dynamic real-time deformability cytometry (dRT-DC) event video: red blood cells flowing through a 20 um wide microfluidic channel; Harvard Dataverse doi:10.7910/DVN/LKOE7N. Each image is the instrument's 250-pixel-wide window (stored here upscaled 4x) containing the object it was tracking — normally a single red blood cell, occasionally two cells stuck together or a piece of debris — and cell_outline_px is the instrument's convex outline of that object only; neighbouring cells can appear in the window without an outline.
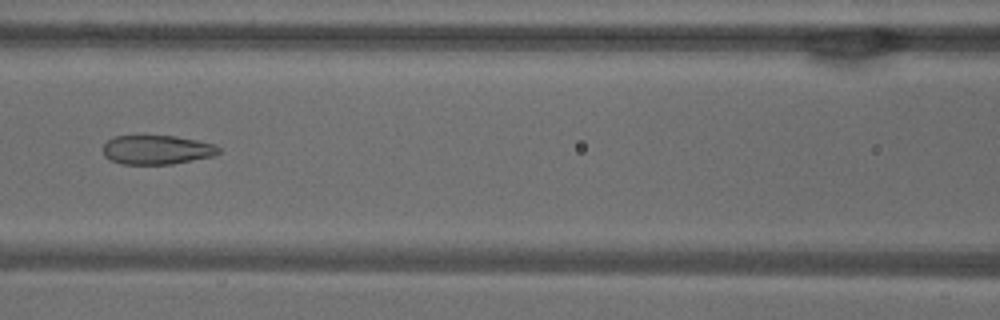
{"species": "common noctule bat (a hibernating species)", "species_latin": "Nyctalus noctula", "temperature_condition": "warm", "stored_images_in_passage": 51, "camera_frame_rate_fps": 3000, "um_per_image_px": 0.085, "animal": {"sex": "male", "body_mass_g": 18.8}, "frame": {"image": 1, "passage_image": 22, "time_ms": 7.0, "image_size_px": [1000, 320], "cell_outline_px": [[220, 152], [212, 156], [172, 164], [120, 164], [104, 156], [104, 144], [112, 136], [176, 136], [216, 144], [220, 148]], "centroid_in_image_um": [13.34, 12.73], "position_along_channel_um": 153.3, "area_um2": 19.59}}
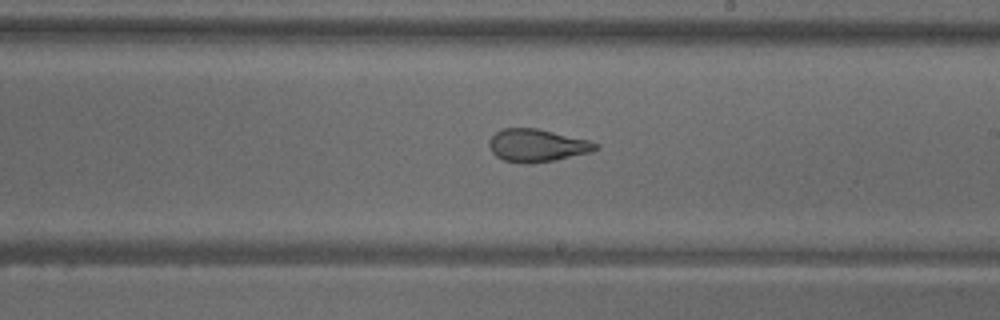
{"frame": {"image": 2, "passage_image": 29, "time_ms": 9.333, "image_size_px": [1000, 320], "cell_outline_px": [[600, 148], [592, 152], [532, 164], [524, 164], [504, 160], [496, 156], [492, 152], [488, 144], [488, 140], [496, 132], [504, 128], [536, 128], [588, 140], [600, 144]], "centroid_in_image_um": [45.64, 12.37], "position_along_channel_um": 243.4, "area_um2": 20.29}}
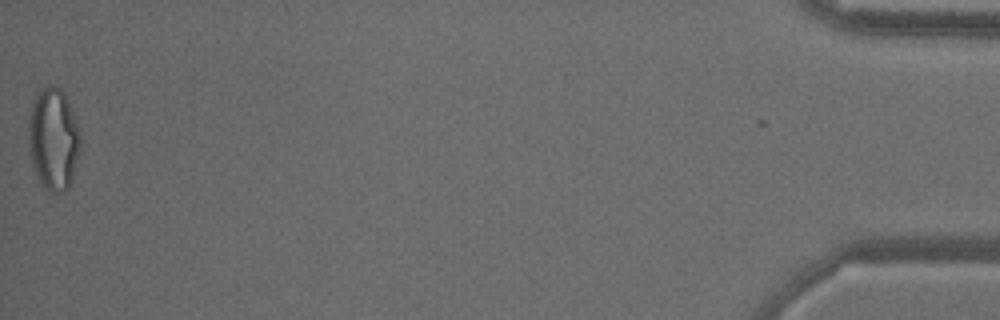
{"frame": {"image": 3, "passage_image": 51, "time_ms": 16.667, "image_size_px": [1000, 320], "cell_outline_px": [[80, 152], [72, 180], [68, 188], [64, 192], [48, 192], [40, 184], [36, 176], [28, 152], [28, 120], [32, 100], [40, 88], [48, 84], [52, 84], [60, 88], [64, 92], [80, 132]], "centroid_in_image_um": [4.51, 11.82], "position_along_channel_um": 430.7, "area_um2": 31.62}, "authors_computed_cell_mechanics": {"area_um2": 24.7962, "velocity_mm_per_s": 3.8627, "shape_relaxation_time_tau1_ms": null, "shape_relaxation_time_tau2_ms": 1.4978, "deformation_change_tau1": null, "deformation_change_tau2": 0.0941}}